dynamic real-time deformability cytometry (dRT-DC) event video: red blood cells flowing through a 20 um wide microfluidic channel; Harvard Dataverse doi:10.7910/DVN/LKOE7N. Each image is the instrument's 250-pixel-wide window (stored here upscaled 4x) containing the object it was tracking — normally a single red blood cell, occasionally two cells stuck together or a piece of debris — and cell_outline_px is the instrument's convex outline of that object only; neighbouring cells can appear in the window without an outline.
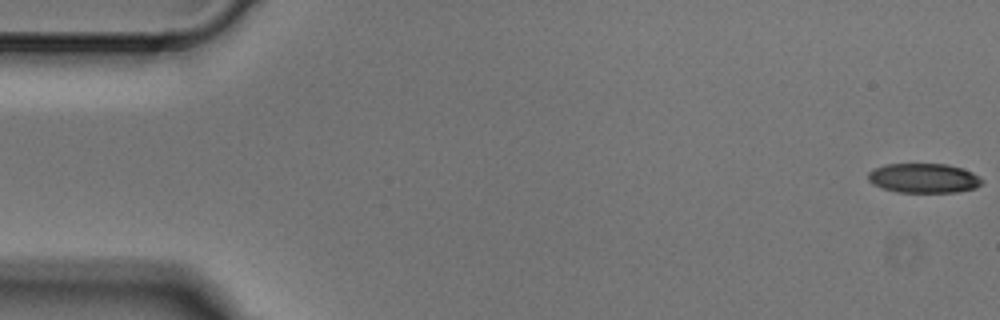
{"species": "Egyptian fruit bat (a non-hibernating species)", "species_latin": "Rousettus aegyptiacus", "temperature_condition": "cold", "stored_images_in_passage": 5, "camera_frame_rate_fps": 3000, "um_per_image_px": 0.085, "animal": {"sex": "male"}, "frame": {"image": 1, "passage_image": 1, "time_ms": 0.0, "image_size_px": [1000, 320], "cell_outline_px": [[984, 180], [976, 188], [956, 192], [896, 192], [880, 188], [872, 184], [868, 180], [868, 172], [884, 164], [948, 164], [972, 172]], "centroid_in_image_um": [78.49, 15.15], "position_along_channel_um": 6.5, "area_um2": 19.65}}
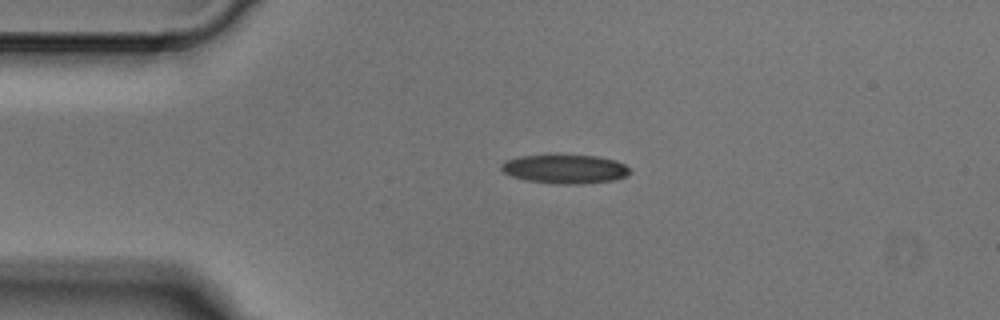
{"frame": {"image": 2, "passage_image": 4, "time_ms": 1.0, "image_size_px": [1000, 320], "cell_outline_px": [[632, 172], [624, 176], [612, 180], [580, 184], [556, 184], [528, 180], [512, 176], [504, 172], [500, 168], [500, 164], [504, 160], [520, 156], [596, 156], [616, 160], [632, 168]], "centroid_in_image_um": [48.03, 14.37], "position_along_channel_um": 37.0, "area_um2": 21.44}}
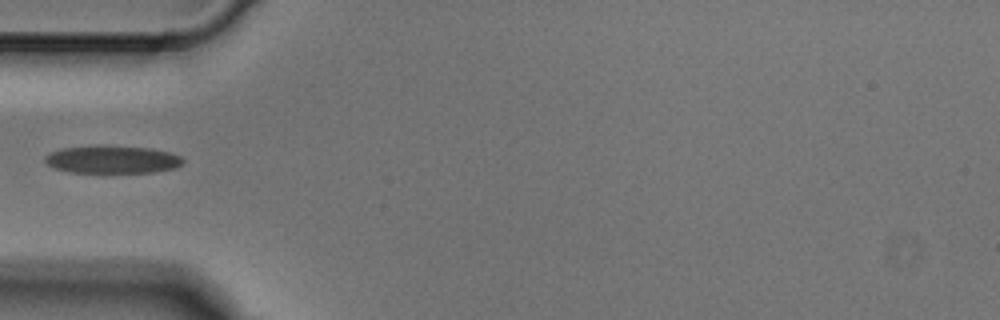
{"frame": {"image": 3, "passage_image": 5, "time_ms": 1.333, "image_size_px": [1000, 320], "cell_outline_px": [[184, 164], [176, 168], [152, 172], [68, 172], [56, 168], [48, 164], [44, 160], [44, 156], [60, 148], [96, 144], [104, 144], [152, 148], [172, 152], [180, 156], [184, 160]], "centroid_in_image_um": [9.57, 13.52], "position_along_channel_um": 75.4, "area_um2": 22.83}}